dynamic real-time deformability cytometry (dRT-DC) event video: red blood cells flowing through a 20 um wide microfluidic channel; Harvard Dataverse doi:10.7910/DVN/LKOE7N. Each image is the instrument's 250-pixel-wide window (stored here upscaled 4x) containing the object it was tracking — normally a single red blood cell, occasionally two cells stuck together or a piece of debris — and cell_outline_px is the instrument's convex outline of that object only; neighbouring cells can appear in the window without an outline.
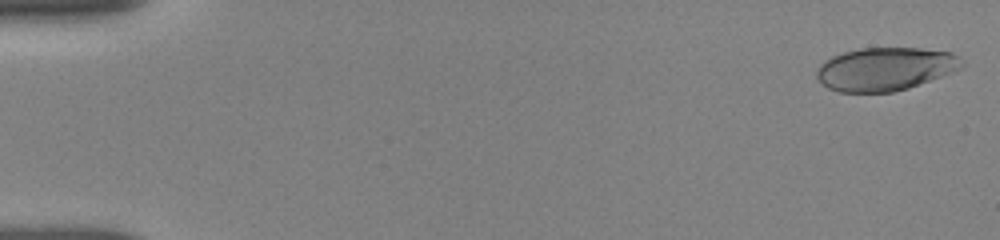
{"species": "human", "species_latin": "Homo sapiens", "temperature_condition": "room temperature", "stored_images_in_passage": 14, "camera_frame_rate_fps": 3000, "um_per_image_px": 0.085, "donor": {"sex": "female"}, "frame": {"image": 1, "passage_image": 1, "time_ms": 0.0, "image_size_px": [1000, 240], "cell_outline_px": [[964, 68], [908, 88], [892, 92], [840, 92], [828, 88], [816, 76], [816, 72], [820, 64], [824, 60], [832, 56], [844, 52], [860, 48], [920, 48], [952, 52], [964, 64]], "centroid_in_image_um": [75.25, 5.86], "position_along_channel_um": 9.8, "area_um2": 36.47}}
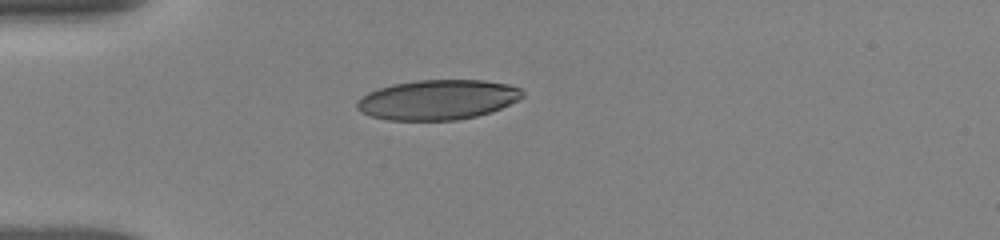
{"frame": {"image": 2, "passage_image": 11, "time_ms": 4.333, "image_size_px": [1000, 240], "cell_outline_px": [[524, 96], [492, 112], [476, 116], [456, 120], [388, 120], [372, 116], [360, 112], [356, 108], [356, 100], [360, 96], [368, 92], [392, 84], [416, 80], [484, 80], [508, 84], [520, 88], [524, 92]], "centroid_in_image_um": [37.17, 8.47], "position_along_channel_um": 47.8, "area_um2": 38.61}}
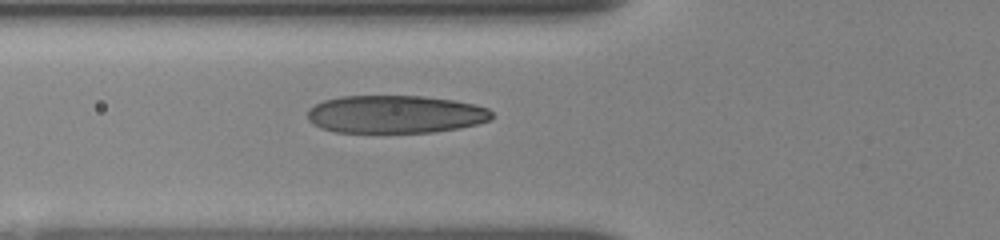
{"frame": {"image": 3, "passage_image": 14, "time_ms": 6.0, "image_size_px": [1000, 240], "cell_outline_px": [[492, 120], [460, 128], [432, 132], [336, 132], [320, 128], [312, 124], [308, 120], [308, 108], [324, 100], [340, 96], [424, 96], [452, 100], [476, 104], [488, 108], [492, 112]], "centroid_in_image_um": [33.6, 9.71], "position_along_channel_um": 92.2, "area_um2": 40.86}}